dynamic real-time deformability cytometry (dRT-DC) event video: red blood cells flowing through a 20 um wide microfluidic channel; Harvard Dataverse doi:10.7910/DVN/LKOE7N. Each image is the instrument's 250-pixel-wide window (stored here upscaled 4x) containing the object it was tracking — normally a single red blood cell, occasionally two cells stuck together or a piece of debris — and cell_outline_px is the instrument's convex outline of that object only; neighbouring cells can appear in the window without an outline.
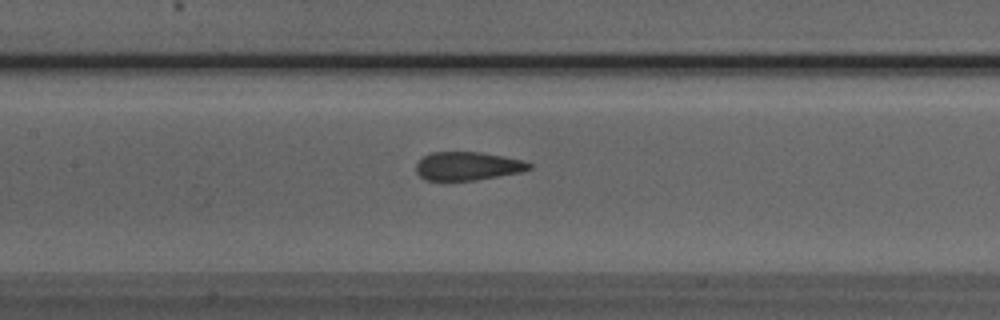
{"species": "Egyptian fruit bat (a non-hibernating species)", "species_latin": "Rousettus aegyptiacus", "temperature_condition": "room temperature", "stored_images_in_passage": 37, "camera_frame_rate_fps": 3000, "um_per_image_px": 0.085, "animal": {"sex": "male"}, "frame": {"image": 1, "passage_image": 14, "time_ms": 4.333, "image_size_px": [1000, 320], "cell_outline_px": [[532, 168], [520, 172], [476, 180], [444, 184], [424, 180], [416, 172], [416, 164], [424, 156], [432, 152], [480, 152], [504, 156], [524, 160], [532, 164]], "centroid_in_image_um": [39.7, 14.16], "position_along_channel_um": 167.7, "area_um2": 19.48}}
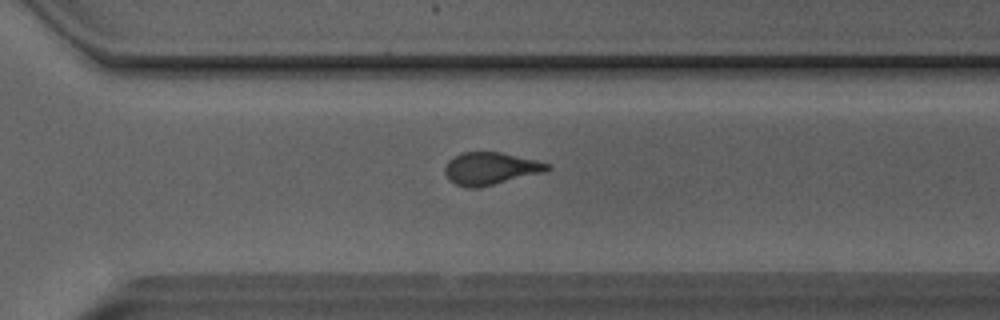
{"frame": {"image": 2, "passage_image": 26, "time_ms": 8.333, "image_size_px": [1000, 320], "cell_outline_px": [[552, 168], [544, 172], [476, 188], [468, 188], [456, 184], [448, 180], [444, 172], [444, 168], [448, 160], [460, 152], [500, 152], [536, 160], [552, 164]], "centroid_in_image_um": [41.67, 14.31], "position_along_channel_um": 328.9, "area_um2": 19.36}}
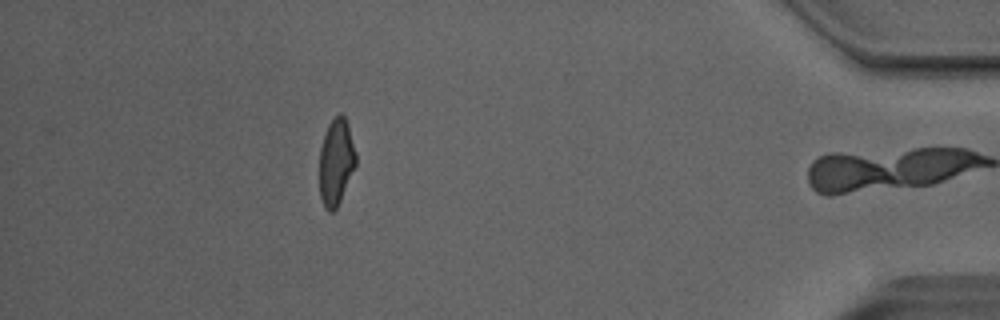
{"frame": {"image": 3, "passage_image": 36, "time_ms": 11.667, "image_size_px": [1000, 320], "cell_outline_px": [[356, 164], [340, 200], [336, 208], [332, 212], [328, 212], [324, 208], [320, 196], [320, 148], [328, 124], [340, 112], [344, 116], [348, 124], [356, 152]], "centroid_in_image_um": [28.56, 13.76], "position_along_channel_um": 406.6, "area_um2": 18.21}, "authors_computed_cell_mechanics": {"area_um2": 19.652, "velocity_mm_per_s": 4.0415, "shape_relaxation_time_tau1_ms": 6.3756, "shape_relaxation_time_tau2_ms": 1.1432, "deformation_change_tau1": 0.1655, "deformation_change_tau2": 0.0864}}